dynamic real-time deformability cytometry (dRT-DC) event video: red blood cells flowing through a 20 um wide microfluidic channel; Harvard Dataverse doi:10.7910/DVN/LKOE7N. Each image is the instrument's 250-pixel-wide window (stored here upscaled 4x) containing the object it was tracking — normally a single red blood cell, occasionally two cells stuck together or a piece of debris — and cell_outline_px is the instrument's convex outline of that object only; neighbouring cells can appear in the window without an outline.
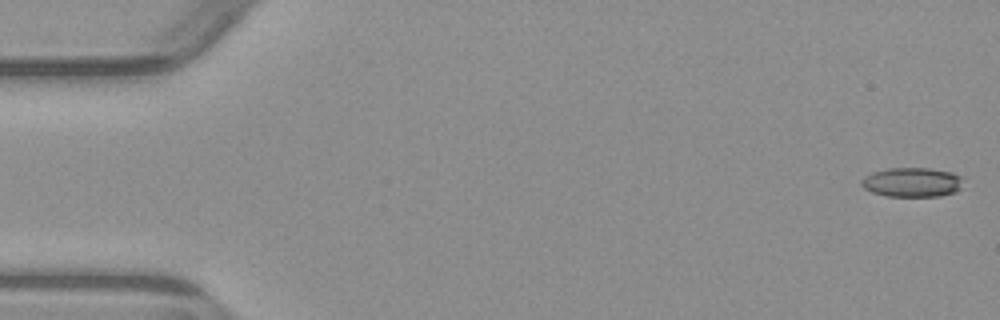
{"species": "common noctule bat (a hibernating species)", "species_latin": "Nyctalus noctula", "temperature_condition": "warm", "stored_images_in_passage": 4, "camera_frame_rate_fps": 3000, "um_per_image_px": 0.085, "animal": {"sex": "male", "body_mass_g": 23.1, "forearm_length_mm": 52.7}, "frame": {"image": 1, "passage_image": 1, "time_ms": 0.0, "image_size_px": [1000, 320], "cell_outline_px": [[960, 188], [956, 192], [940, 196], [884, 196], [872, 192], [864, 188], [860, 184], [860, 180], [864, 176], [872, 172], [888, 168], [928, 168], [952, 172], [960, 176]], "centroid_in_image_um": [77.47, 15.49], "position_along_channel_um": 7.5, "area_um2": 17.46}}
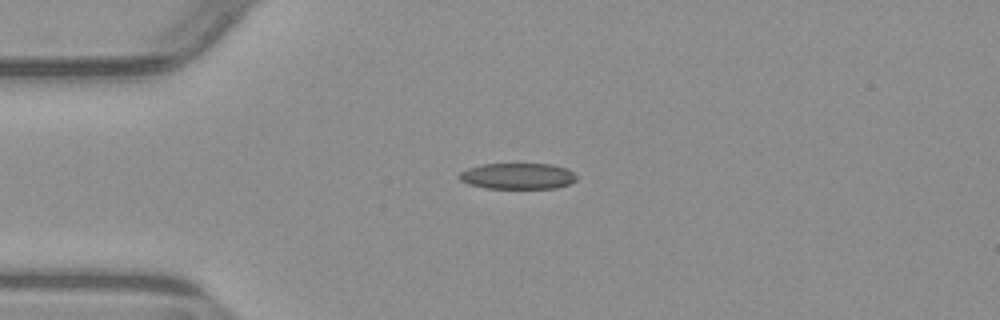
{"frame": {"image": 2, "passage_image": 4, "time_ms": 4.0, "image_size_px": [1000, 320], "cell_outline_px": [[576, 180], [568, 184], [556, 188], [484, 188], [468, 184], [460, 180], [460, 172], [468, 168], [484, 164], [552, 164], [568, 168], [576, 176]], "centroid_in_image_um": [44.01, 14.97], "position_along_channel_um": 41.0, "area_um2": 17.74}}